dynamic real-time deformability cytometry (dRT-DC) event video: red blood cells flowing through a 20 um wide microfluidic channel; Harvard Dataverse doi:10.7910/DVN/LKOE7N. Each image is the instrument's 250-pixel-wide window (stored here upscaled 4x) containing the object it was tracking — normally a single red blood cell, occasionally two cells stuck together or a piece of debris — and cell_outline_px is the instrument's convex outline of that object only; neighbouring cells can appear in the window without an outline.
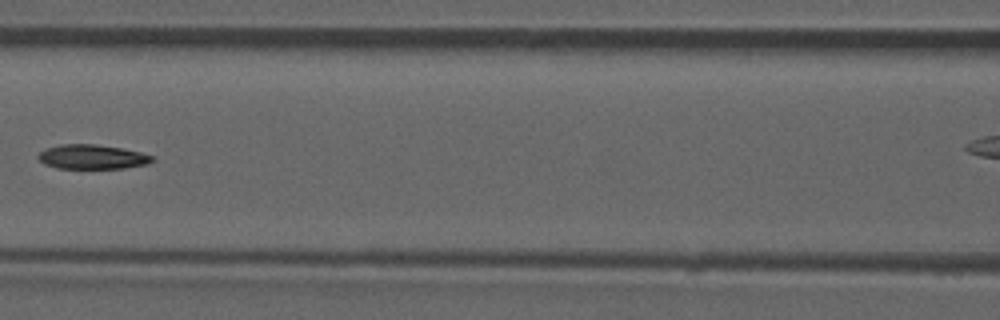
{"species": "common noctule bat (a hibernating species)", "species_latin": "Nyctalus noctula", "temperature_condition": "room temperature", "stored_images_in_passage": 9, "camera_frame_rate_fps": 3000, "um_per_image_px": 0.085, "animal": {"sex": "male", "forearm_length_mm": 52.5}, "frame": {"image": 1, "passage_image": 8, "time_ms": 9.0, "image_size_px": [1000, 320], "cell_outline_px": [[156, 160], [148, 164], [124, 168], [56, 168], [44, 164], [36, 156], [40, 152], [48, 148], [60, 144], [96, 144], [120, 148], [140, 152], [156, 156]], "centroid_in_image_um": [7.88, 13.33], "position_along_channel_um": 158.7, "area_um2": 16.3}}